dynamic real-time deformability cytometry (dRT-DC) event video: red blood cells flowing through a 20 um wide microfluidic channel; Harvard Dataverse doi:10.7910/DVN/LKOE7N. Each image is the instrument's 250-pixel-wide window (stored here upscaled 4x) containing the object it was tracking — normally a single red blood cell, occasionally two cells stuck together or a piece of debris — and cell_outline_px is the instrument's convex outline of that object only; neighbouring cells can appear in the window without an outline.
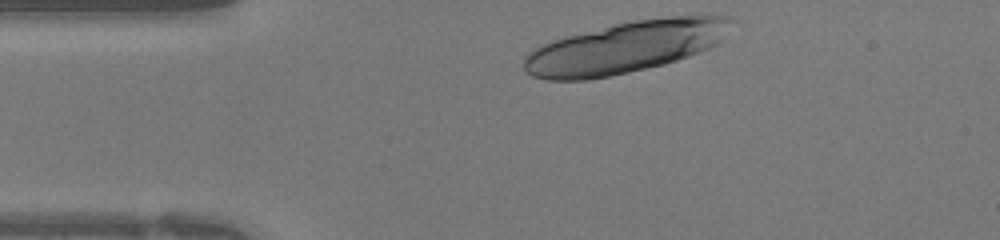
{"species": "human", "species_latin": "Homo sapiens", "temperature_condition": "warm", "stored_images_in_passage": 8, "camera_frame_rate_fps": 3000, "um_per_image_px": 0.085, "donor": {"sex": "female"}, "frame": {"image": 1, "passage_image": 1, "time_ms": 0.0, "image_size_px": [1000, 240], "cell_outline_px": [[732, 20], [720, 44], [700, 52], [664, 64], [628, 72], [588, 80], [548, 80], [532, 76], [524, 72], [524, 56], [532, 48], [540, 44], [564, 36], [612, 24], [636, 20], [696, 12], [712, 12], [728, 16]], "centroid_in_image_um": [53.21, 3.96], "position_along_channel_um": 31.8, "area_um2": 63.58}}
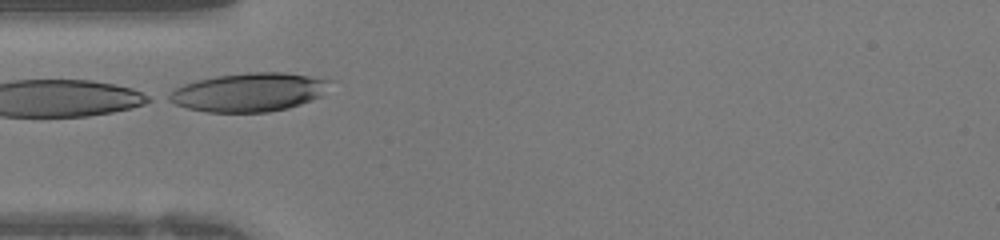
{"frame": {"image": 2, "passage_image": 6, "time_ms": 1.667, "image_size_px": [1000, 240], "cell_outline_px": [[332, 80], [320, 96], [312, 100], [288, 108], [268, 112], [208, 112], [188, 108], [176, 104], [168, 100], [164, 96], [176, 88], [184, 84], [196, 80], [216, 76], [248, 72], [284, 72]], "centroid_in_image_um": [21.12, 7.84], "position_along_channel_um": 63.9, "area_um2": 36.07}}